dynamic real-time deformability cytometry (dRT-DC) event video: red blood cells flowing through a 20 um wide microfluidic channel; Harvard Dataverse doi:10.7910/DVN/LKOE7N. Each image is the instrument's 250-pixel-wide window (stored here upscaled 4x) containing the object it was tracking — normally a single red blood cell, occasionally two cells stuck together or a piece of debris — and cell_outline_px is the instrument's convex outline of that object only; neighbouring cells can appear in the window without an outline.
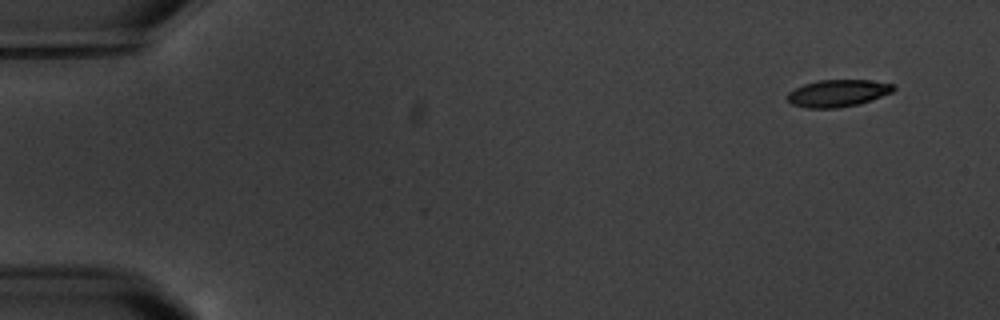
{"species": "common noctule bat (a hibernating species)", "species_latin": "Nyctalus noctula", "temperature_condition": "warm", "stored_images_in_passage": 4, "camera_frame_rate_fps": 3000, "um_per_image_px": 0.085, "animal": {"sex": "male", "body_mass_g": 20.1, "forearm_length_mm": 53.5}, "frame": {"image": 1, "passage_image": 1, "time_ms": 0.0, "image_size_px": [1000, 320], "cell_outline_px": [[896, 88], [892, 92], [872, 100], [860, 104], [840, 108], [808, 108], [792, 104], [788, 100], [788, 92], [804, 84], [816, 80], [868, 80], [896, 84]], "centroid_in_image_um": [71.25, 7.92], "position_along_channel_um": 13.7, "area_um2": 16.88}}